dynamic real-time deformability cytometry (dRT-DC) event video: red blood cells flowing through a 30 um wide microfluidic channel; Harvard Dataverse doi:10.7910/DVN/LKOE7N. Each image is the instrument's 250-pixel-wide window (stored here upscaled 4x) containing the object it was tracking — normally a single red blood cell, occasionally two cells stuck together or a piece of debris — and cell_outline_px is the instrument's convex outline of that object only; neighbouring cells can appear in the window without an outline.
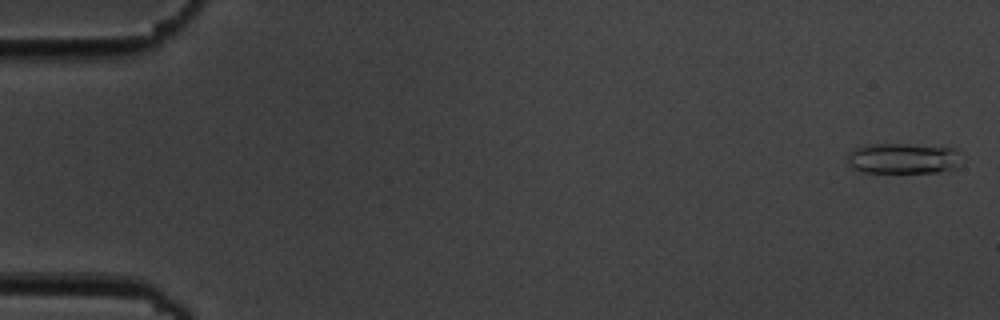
{"species": "common noctule bat (a hibernating species)", "species_latin": "Nyctalus noctula", "temperature_condition": "cold", "stored_images_in_passage": 7, "camera_frame_rate_fps": 3000, "um_per_image_px": 0.085, "animal": {"sex": "male", "body_mass_g": 19.5, "forearm_length_mm": 54.6}, "frame": {"image": 1, "passage_image": 1, "time_ms": 0.0, "image_size_px": [1000, 320], "cell_outline_px": [[956, 168], [936, 172], [864, 172], [848, 168], [848, 152], [856, 148], [868, 144], [908, 144], [956, 148]], "centroid_in_image_um": [76.65, 13.46], "position_along_channel_um": 8.3, "area_um2": 20.11}}